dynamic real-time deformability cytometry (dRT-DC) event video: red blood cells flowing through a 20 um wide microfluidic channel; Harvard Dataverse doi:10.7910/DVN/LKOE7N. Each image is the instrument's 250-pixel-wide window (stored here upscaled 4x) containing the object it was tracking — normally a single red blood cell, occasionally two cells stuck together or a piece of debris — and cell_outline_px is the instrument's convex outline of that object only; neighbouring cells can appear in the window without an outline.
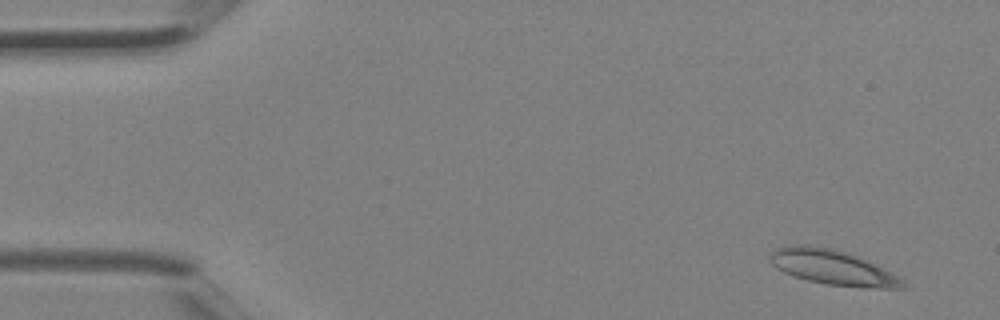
{"species": "Egyptian fruit bat (a non-hibernating species)", "species_latin": "Rousettus aegyptiacus", "temperature_condition": "room temperature", "stored_images_in_passage": 3, "camera_frame_rate_fps": 3000, "um_per_image_px": 0.085, "animal": {"sex": "female"}, "frame": {"image": 1, "passage_image": 1, "time_ms": 0.0, "image_size_px": [1000, 320], "cell_outline_px": [[908, 288], [860, 288], [828, 284], [808, 280], [784, 272], [776, 268], [768, 260], [768, 252], [784, 244], [812, 244], [832, 248], [848, 252], [860, 256], [904, 280]], "centroid_in_image_um": [70.72, 22.7], "position_along_channel_um": 14.3, "area_um2": 27.57}}